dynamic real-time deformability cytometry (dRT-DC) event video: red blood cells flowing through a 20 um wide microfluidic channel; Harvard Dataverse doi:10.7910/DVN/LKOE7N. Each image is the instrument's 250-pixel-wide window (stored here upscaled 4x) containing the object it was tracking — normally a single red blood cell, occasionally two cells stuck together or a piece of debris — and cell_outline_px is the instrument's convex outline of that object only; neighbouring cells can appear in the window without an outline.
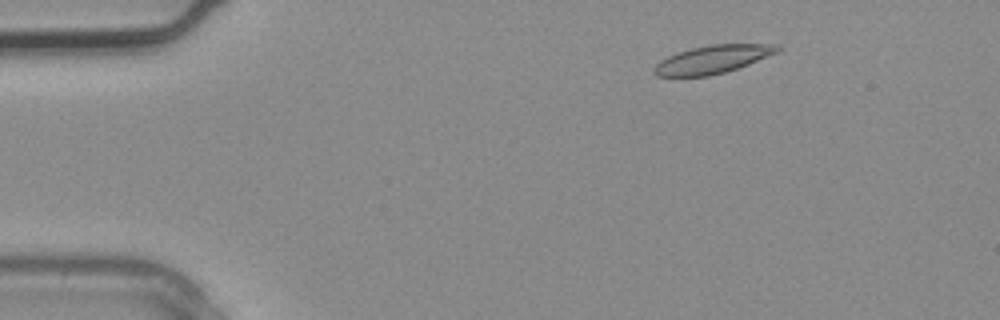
{"species": "common noctule bat (a hibernating species)", "species_latin": "Nyctalus noctula", "temperature_condition": "warm", "stored_images_in_passage": 2, "camera_frame_rate_fps": 3000, "um_per_image_px": 0.085, "animal": {"sex": "male", "body_mass_g": 20.4}, "frame": {"image": 1, "passage_image": 1, "time_ms": 0.0, "image_size_px": [1000, 320], "cell_outline_px": [[784, 48], [780, 52], [748, 64], [724, 72], [708, 76], [656, 76], [652, 72], [652, 68], [660, 60], [676, 52], [708, 44], [780, 44]], "centroid_in_image_um": [60.6, 5.03], "position_along_channel_um": 24.4, "area_um2": 20.4}}